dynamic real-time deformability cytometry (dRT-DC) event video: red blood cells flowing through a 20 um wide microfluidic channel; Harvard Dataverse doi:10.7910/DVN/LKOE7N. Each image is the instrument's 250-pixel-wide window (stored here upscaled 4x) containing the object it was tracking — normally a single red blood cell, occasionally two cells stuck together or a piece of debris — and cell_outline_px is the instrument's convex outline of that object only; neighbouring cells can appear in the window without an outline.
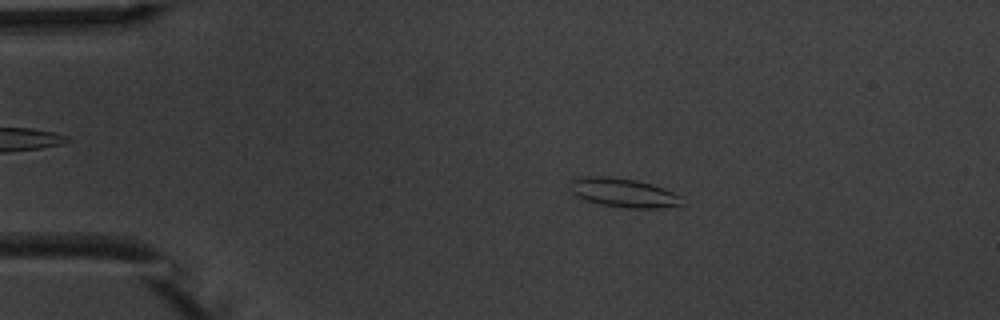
{"species": "common noctule bat (a hibernating species)", "species_latin": "Nyctalus noctula", "temperature_condition": "warm", "stored_images_in_passage": 3, "camera_frame_rate_fps": 3000, "um_per_image_px": 0.085, "animal": {"sex": "male", "body_mass_g": 20.1, "forearm_length_mm": 53.5}, "frame": {"image": 1, "passage_image": 2, "time_ms": 1.333, "image_size_px": [1000, 320], "cell_outline_px": [[680, 204], [656, 208], [628, 208], [600, 204], [576, 196], [572, 192], [572, 180], [584, 176], [608, 176], [636, 180], [652, 184], [664, 188], [680, 196]], "centroid_in_image_um": [52.97, 16.37], "position_along_channel_um": 32.0, "area_um2": 18.44}}